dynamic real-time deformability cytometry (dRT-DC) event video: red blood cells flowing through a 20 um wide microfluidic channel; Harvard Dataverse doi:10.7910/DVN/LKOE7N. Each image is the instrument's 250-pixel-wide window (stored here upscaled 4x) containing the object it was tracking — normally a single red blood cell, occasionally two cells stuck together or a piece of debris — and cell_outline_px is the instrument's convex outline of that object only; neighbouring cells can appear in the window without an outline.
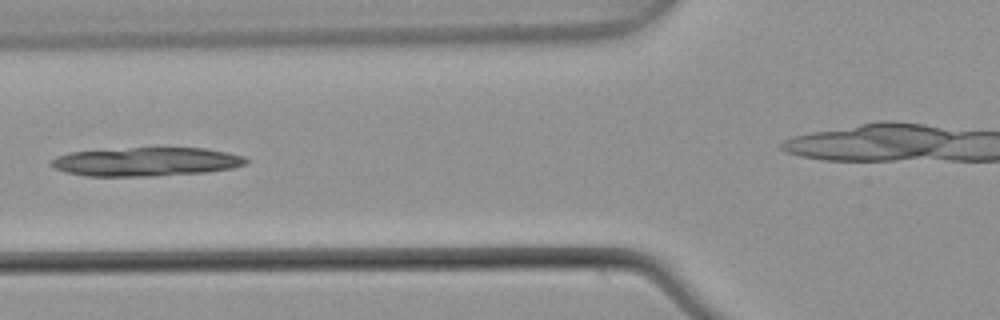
{"species": "common noctule bat (a hibernating species)", "species_latin": "Nyctalus noctula", "temperature_condition": "warm", "stored_images_in_passage": 6, "camera_frame_rate_fps": 3000, "um_per_image_px": 0.085, "animal": {"sex": "male", "body_mass_g": 21.5, "forearm_length_mm": 52.0}, "frame": {"image": 1, "passage_image": 5, "time_ms": 1.333, "image_size_px": [1000, 320], "cell_outline_px": [[248, 164], [232, 168], [208, 172], [152, 176], [88, 176], [68, 172], [56, 168], [52, 164], [52, 160], [56, 156], [68, 152], [132, 148], [204, 148], [244, 156], [248, 160]], "centroid_in_image_um": [12.47, 13.75], "position_along_channel_um": 113.3, "area_um2": 32.37}}